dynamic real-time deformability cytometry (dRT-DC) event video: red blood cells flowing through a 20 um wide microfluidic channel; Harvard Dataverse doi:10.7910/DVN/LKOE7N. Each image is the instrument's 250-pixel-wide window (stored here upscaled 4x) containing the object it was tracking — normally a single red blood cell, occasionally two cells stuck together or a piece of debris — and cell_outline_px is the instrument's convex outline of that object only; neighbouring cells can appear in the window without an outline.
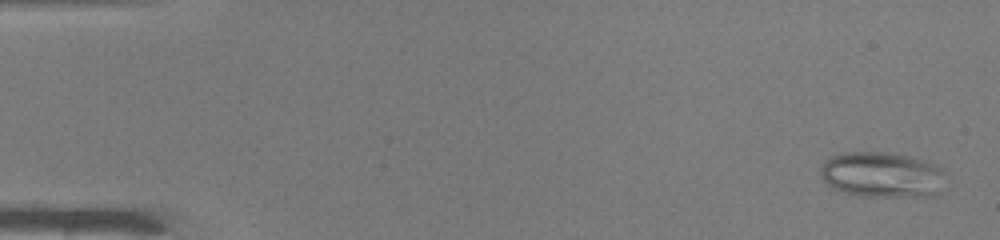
{"species": "common noctule bat (a hibernating species)", "species_latin": "Nyctalus noctula", "temperature_condition": "warm", "stored_images_in_passage": 49, "camera_frame_rate_fps": 3000, "um_per_image_px": 0.085, "animal": {"sex": "male", "body_mass_g": 19.0, "forearm_length_mm": 50.8}, "frame": {"image": 1, "passage_image": 2, "time_ms": 0.333, "image_size_px": [1000, 240], "cell_outline_px": [[944, 172], [936, 192], [932, 196], [860, 196], [844, 192], [832, 188], [820, 176], [820, 168], [824, 160], [832, 156], [844, 152], [892, 152], [924, 160], [944, 168]], "centroid_in_image_um": [74.91, 14.83], "position_along_channel_um": 10.1, "area_um2": 33.06}}
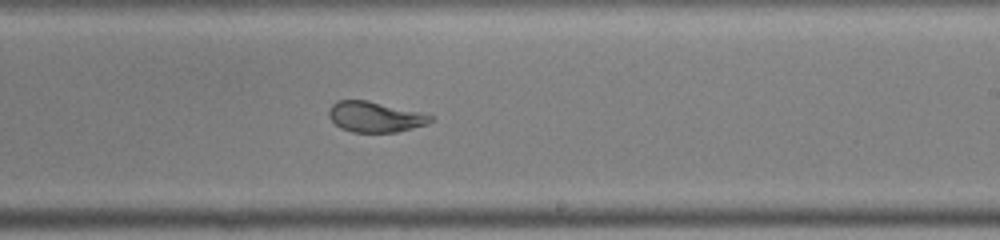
{"frame": {"image": 2, "passage_image": 30, "time_ms": 9.667, "image_size_px": [1000, 240], "cell_outline_px": [[436, 120], [428, 124], [396, 132], [352, 132], [340, 128], [328, 116], [328, 108], [336, 100], [368, 100], [420, 112], [436, 116]], "centroid_in_image_um": [31.9, 9.93], "position_along_channel_um": 257.1, "area_um2": 18.32}}
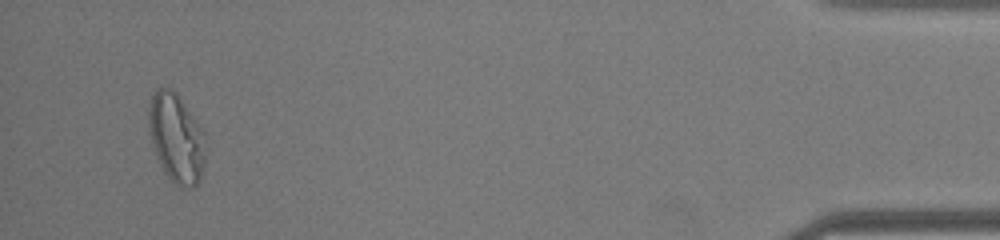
{"frame": {"image": 3, "passage_image": 47, "time_ms": 15.333, "image_size_px": [1000, 240], "cell_outline_px": [[208, 148], [200, 180], [196, 184], [180, 188], [164, 172], [160, 164], [152, 144], [148, 128], [148, 112], [152, 92], [156, 88], [172, 88], [176, 92], [200, 124], [204, 132]], "centroid_in_image_um": [15.01, 11.7], "position_along_channel_um": 420.2, "area_um2": 29.94}, "authors_computed_cell_mechanics": {"area_um2": 23.1778, "velocity_mm_per_s": 4.1388, "shape_relaxation_time_tau1_ms": null, "shape_relaxation_time_tau2_ms": 0.7003, "deformation_change_tau1": null, "deformation_change_tau2": 0.0734}}